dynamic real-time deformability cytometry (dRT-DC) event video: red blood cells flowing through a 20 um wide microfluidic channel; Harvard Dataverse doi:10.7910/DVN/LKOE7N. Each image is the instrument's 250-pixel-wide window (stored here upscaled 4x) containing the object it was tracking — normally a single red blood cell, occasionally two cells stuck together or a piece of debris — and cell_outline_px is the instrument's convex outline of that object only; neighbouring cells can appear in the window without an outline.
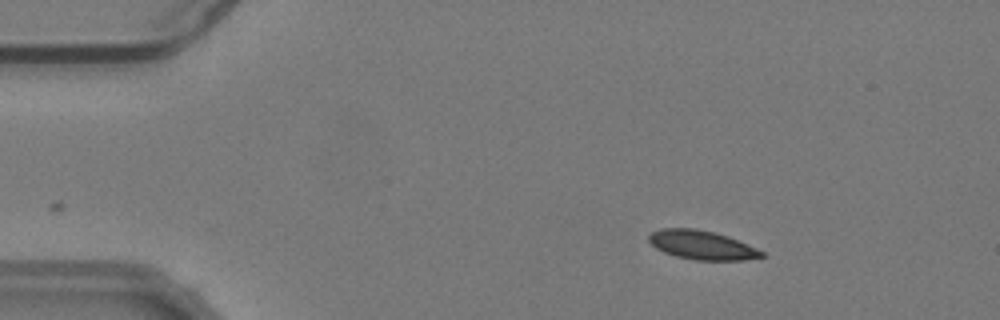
{"species": "common noctule bat (a hibernating species)", "species_latin": "Nyctalus noctula", "temperature_condition": "warm", "stored_images_in_passage": 42, "camera_frame_rate_fps": 3000, "um_per_image_px": 0.085, "animal": {"sex": "male", "body_mass_g": 19.2, "forearm_length_mm": 51.8}, "frame": {"image": 1, "passage_image": 2, "time_ms": 0.333, "image_size_px": [1000, 320], "cell_outline_px": [[764, 256], [744, 260], [696, 260], [676, 256], [664, 252], [656, 248], [648, 240], [648, 236], [652, 232], [660, 228], [696, 228], [728, 236], [748, 244], [764, 252]], "centroid_in_image_um": [59.65, 20.82], "position_along_channel_um": 25.4, "area_um2": 18.96}}
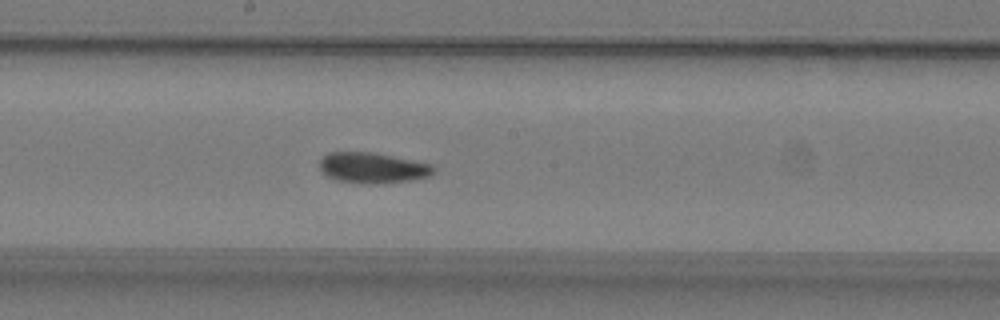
{"frame": {"image": 2, "passage_image": 23, "time_ms": 7.333, "image_size_px": [1000, 320], "cell_outline_px": [[436, 168], [428, 176], [412, 180], [380, 184], [364, 184], [336, 180], [328, 176], [320, 168], [320, 160], [328, 152], [368, 152], [432, 164]], "centroid_in_image_um": [31.66, 14.28], "position_along_channel_um": 216.5, "area_um2": 20.11}}
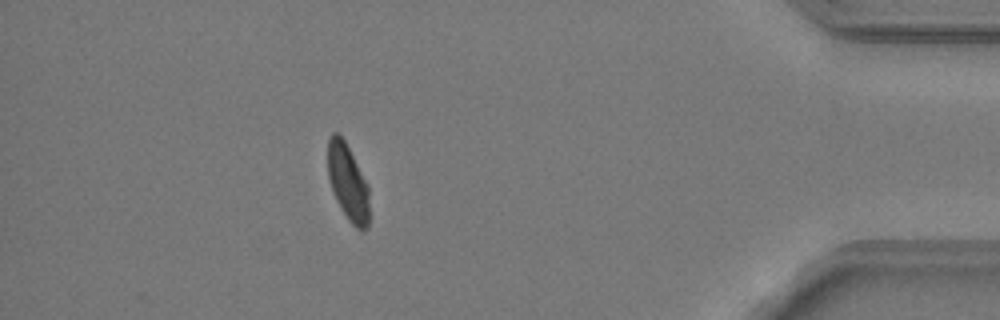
{"frame": {"image": 3, "passage_image": 42, "time_ms": 13.667, "image_size_px": [1000, 320], "cell_outline_px": [[368, 228], [364, 232], [360, 232], [348, 220], [340, 208], [336, 200], [328, 180], [328, 136], [332, 132], [336, 132], [344, 140], [368, 184]], "centroid_in_image_um": [29.56, 15.54], "position_along_channel_um": 405.6, "area_um2": 18.55}, "authors_computed_cell_mechanics": {"area_um2": 19.8254, "velocity_mm_per_s": 3.7829, "shape_relaxation_time_tau1_ms": 8.2612, "shape_relaxation_time_tau2_ms": 2.6891, "deformation_change_tau1": 0.1818, "deformation_change_tau2": 0.0614}}